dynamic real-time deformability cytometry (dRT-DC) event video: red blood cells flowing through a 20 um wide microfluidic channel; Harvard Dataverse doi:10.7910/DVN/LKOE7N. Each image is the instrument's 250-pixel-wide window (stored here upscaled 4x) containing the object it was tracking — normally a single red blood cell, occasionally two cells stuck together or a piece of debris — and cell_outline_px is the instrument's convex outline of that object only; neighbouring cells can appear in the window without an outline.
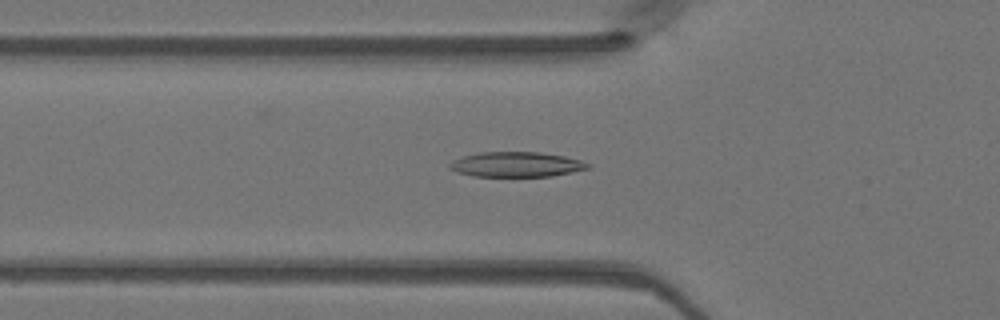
{"species": "Egyptian fruit bat (a non-hibernating species)", "species_latin": "Rousettus aegyptiacus", "temperature_condition": "warm", "stored_images_in_passage": 49, "camera_frame_rate_fps": 3000, "um_per_image_px": 0.085, "animal": {"sex": "female"}, "frame": {"image": 1, "passage_image": 17, "time_ms": 5.333, "image_size_px": [1000, 320], "cell_outline_px": [[588, 168], [572, 172], [552, 176], [472, 176], [456, 172], [448, 168], [448, 164], [452, 160], [464, 156], [480, 152], [540, 152], [564, 156], [580, 160], [588, 164]], "centroid_in_image_um": [43.83, 13.97], "position_along_channel_um": 82.0, "area_um2": 20.06}}
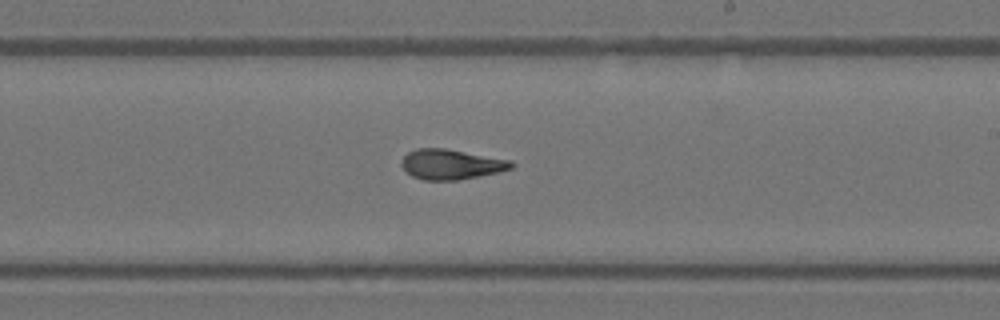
{"frame": {"image": 2, "passage_image": 29, "time_ms": 9.333, "image_size_px": [1000, 320], "cell_outline_px": [[516, 164], [512, 168], [496, 172], [460, 180], [424, 180], [412, 176], [400, 164], [400, 160], [408, 152], [416, 148], [444, 148], [512, 160]], "centroid_in_image_um": [38.34, 13.96], "position_along_channel_um": 250.7, "area_um2": 19.25}}
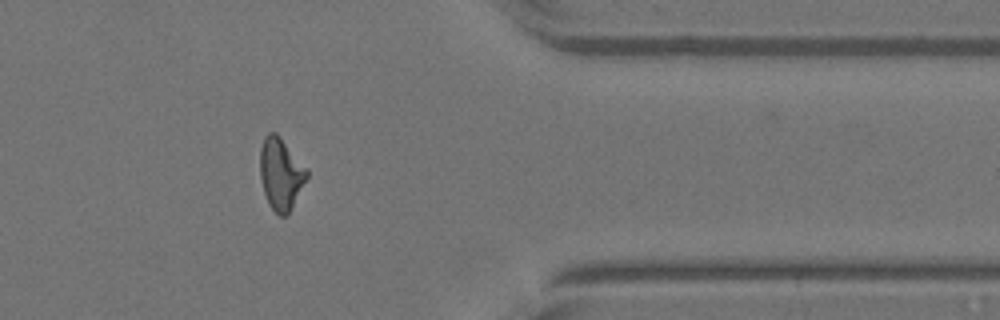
{"frame": {"image": 3, "passage_image": 40, "time_ms": 13.0, "image_size_px": [1000, 320], "cell_outline_px": [[308, 176], [288, 212], [284, 216], [280, 216], [268, 204], [264, 192], [260, 176], [260, 148], [264, 136], [268, 132], [276, 132], [280, 136], [308, 168]], "centroid_in_image_um": [23.86, 14.71], "position_along_channel_um": 387.5, "area_um2": 19.48}}